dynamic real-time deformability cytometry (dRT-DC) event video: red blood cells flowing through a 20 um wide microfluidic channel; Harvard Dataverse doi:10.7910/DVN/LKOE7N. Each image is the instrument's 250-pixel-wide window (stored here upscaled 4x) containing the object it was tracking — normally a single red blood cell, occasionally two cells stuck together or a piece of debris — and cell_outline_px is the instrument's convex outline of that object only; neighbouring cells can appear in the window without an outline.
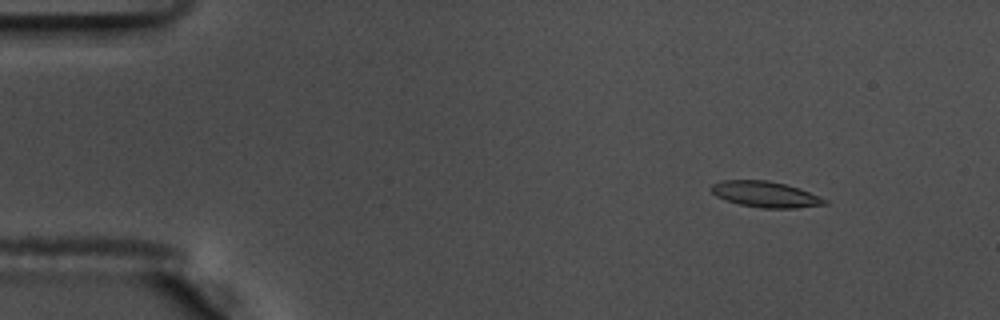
{"species": "common noctule bat (a hibernating species)", "species_latin": "Nyctalus noctula", "temperature_condition": "warm", "stored_images_in_passage": 56, "camera_frame_rate_fps": 3000, "um_per_image_px": 0.085, "animal": {"sex": "male", "body_mass_g": 17.5, "forearm_length_mm": 52.3}, "frame": {"image": 1, "passage_image": 7, "time_ms": 2.0, "image_size_px": [1000, 320], "cell_outline_px": [[828, 204], [796, 208], [760, 208], [740, 204], [716, 196], [708, 188], [712, 184], [724, 180], [768, 180], [800, 188], [828, 200]], "centroid_in_image_um": [65.07, 16.51], "position_along_channel_um": 19.9, "area_um2": 17.11}}
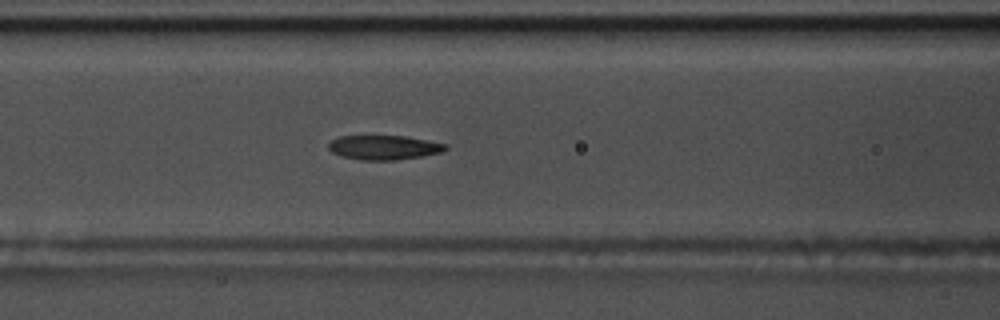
{"frame": {"image": 2, "passage_image": 24, "time_ms": 7.667, "image_size_px": [1000, 320], "cell_outline_px": [[448, 148], [440, 152], [420, 156], [396, 160], [360, 160], [340, 156], [332, 152], [328, 148], [328, 144], [332, 140], [340, 136], [404, 136], [428, 140], [448, 144]], "centroid_in_image_um": [32.62, 12.53], "position_along_channel_um": 134.0, "area_um2": 16.59}}
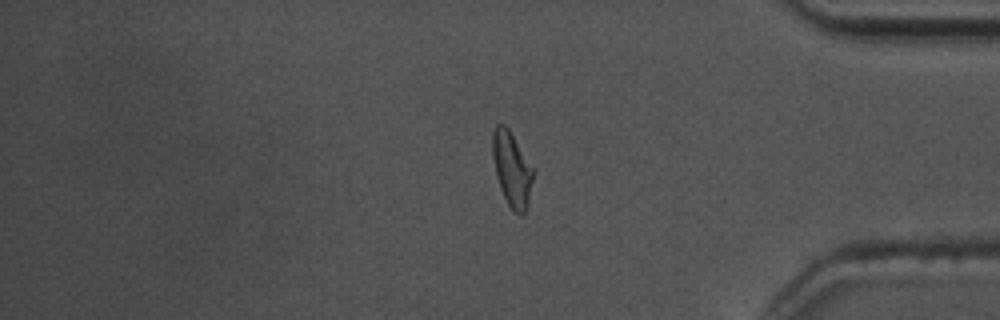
{"frame": {"image": 3, "passage_image": 47, "time_ms": 15.333, "image_size_px": [1000, 320], "cell_outline_px": [[536, 172], [528, 204], [524, 212], [520, 216], [508, 204], [500, 188], [496, 176], [492, 156], [492, 132], [496, 124], [504, 124], [508, 128]], "centroid_in_image_um": [43.52, 14.37], "position_along_channel_um": 391.7, "area_um2": 17.8}, "authors_computed_cell_mechanics": {"area_um2": 17.34, "velocity_mm_per_s": 3.6563, "shape_relaxation_time_tau1_ms": 10.3927, "shape_relaxation_time_tau2_ms": 1.9639, "deformation_change_tau1": 0.2801, "deformation_change_tau2": 0.0917}}